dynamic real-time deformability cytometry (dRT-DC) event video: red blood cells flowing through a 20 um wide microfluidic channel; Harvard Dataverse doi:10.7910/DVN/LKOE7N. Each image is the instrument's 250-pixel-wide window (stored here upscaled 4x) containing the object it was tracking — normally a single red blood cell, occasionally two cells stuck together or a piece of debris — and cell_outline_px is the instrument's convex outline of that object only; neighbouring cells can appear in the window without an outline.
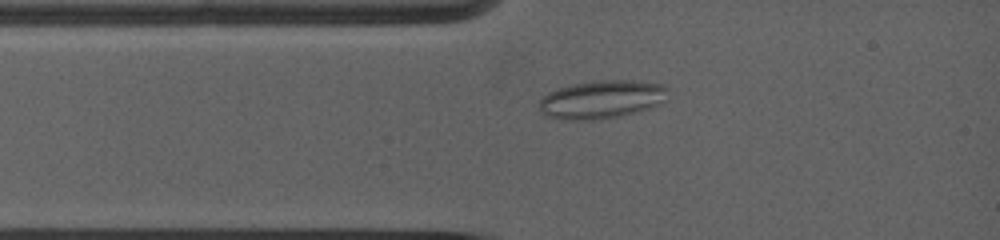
{"species": "common noctule bat (a hibernating species)", "species_latin": "Nyctalus noctula", "temperature_condition": "warm", "stored_images_in_passage": 45, "camera_frame_rate_fps": 5000, "um_per_image_px": 0.085, "animal": {"sex": "female", "body_mass_g": 19.0, "forearm_length_mm": 53.3}, "frame": {"image": 1, "passage_image": 7, "time_ms": 1.4, "image_size_px": [1000, 240], "cell_outline_px": [[668, 88], [664, 100], [660, 104], [636, 112], [620, 116], [592, 120], [572, 120], [544, 116], [540, 108], [540, 100], [548, 92], [556, 88], [572, 84], [600, 80], [632, 80], [664, 84]], "centroid_in_image_um": [51.14, 8.44], "position_along_channel_um": 33.9, "area_um2": 28.67}}
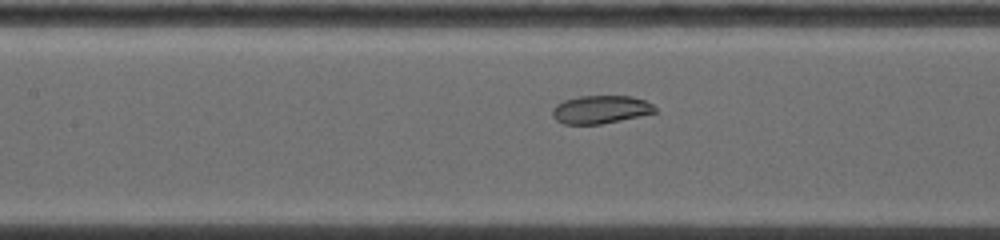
{"frame": {"image": 2, "passage_image": 21, "time_ms": 4.6, "image_size_px": [1000, 240], "cell_outline_px": [[656, 112], [640, 116], [600, 124], [564, 124], [556, 120], [552, 116], [552, 108], [556, 104], [564, 100], [580, 96], [632, 96], [644, 100], [652, 104], [656, 108]], "centroid_in_image_um": [51.03, 9.3], "position_along_channel_um": 156.4, "area_um2": 16.76}}
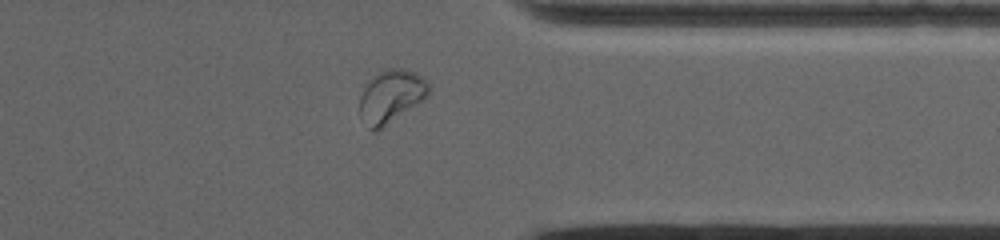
{"frame": {"image": 3, "passage_image": 36, "time_ms": 10.4, "image_size_px": [1000, 240], "cell_outline_px": [[428, 96], [424, 100], [376, 132], [372, 132], [368, 128], [360, 116], [360, 96], [364, 88], [384, 68], [404, 68], [416, 72], [428, 80]], "centroid_in_image_um": [33.26, 8.2], "position_along_channel_um": 378.1, "area_um2": 21.27}, "authors_computed_cell_mechanics": {"area_um2": 20.4034, "velocity_mm_per_s": 3.9168, "shape_relaxation_time_tau1_ms": null, "shape_relaxation_time_tau2_ms": 1.3086, "deformation_change_tau1": null, "deformation_change_tau2": 0.0438}}